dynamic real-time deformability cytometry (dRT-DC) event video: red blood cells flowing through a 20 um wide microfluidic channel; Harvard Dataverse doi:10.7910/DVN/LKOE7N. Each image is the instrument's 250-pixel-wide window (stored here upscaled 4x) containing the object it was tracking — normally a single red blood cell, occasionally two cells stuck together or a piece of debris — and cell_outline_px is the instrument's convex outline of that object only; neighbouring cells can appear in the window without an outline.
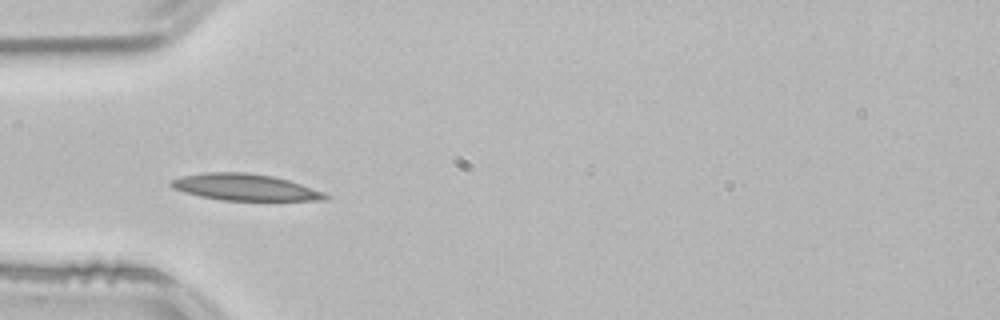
{"species": "common noctule bat (a hibernating species)", "species_latin": "Nyctalus noctula", "temperature_condition": "room temperature", "stored_images_in_passage": 16, "camera_frame_rate_fps": 3000, "um_per_image_px": 0.085, "animal": {"sex": "male", "body_mass_g": 21.5, "forearm_length_mm": 52.0}, "frame": {"image": 1, "passage_image": 1, "time_ms": 0.0, "image_size_px": [1000, 320], "cell_outline_px": [[328, 200], [220, 200], [200, 196], [184, 192], [172, 188], [168, 184], [172, 180], [180, 176], [208, 172], [244, 172], [272, 176], [288, 180], [324, 192], [328, 196]], "centroid_in_image_um": [20.78, 15.91], "position_along_channel_um": 64.2, "area_um2": 23.7}}